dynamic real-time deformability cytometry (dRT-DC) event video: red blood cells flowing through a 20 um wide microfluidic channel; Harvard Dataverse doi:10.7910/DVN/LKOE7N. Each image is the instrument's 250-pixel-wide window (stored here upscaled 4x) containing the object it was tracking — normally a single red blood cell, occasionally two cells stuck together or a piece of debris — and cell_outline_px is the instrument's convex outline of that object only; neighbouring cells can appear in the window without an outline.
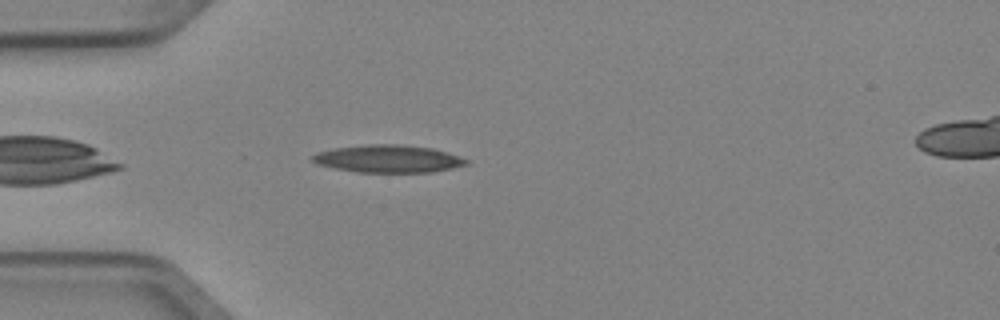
{"species": "Egyptian fruit bat (a non-hibernating species)", "species_latin": "Rousettus aegyptiacus", "temperature_condition": "cold", "stored_images_in_passage": 5, "camera_frame_rate_fps": 3000, "um_per_image_px": 0.085, "animal": {"sex": "female"}, "frame": {"image": 1, "passage_image": 5, "time_ms": 1.333, "image_size_px": [1000, 320], "cell_outline_px": [[468, 164], [452, 168], [432, 172], [360, 172], [336, 168], [316, 164], [312, 160], [312, 156], [316, 152], [336, 148], [372, 144], [392, 144], [432, 148], [460, 156], [468, 160]], "centroid_in_image_um": [33.01, 13.5], "position_along_channel_um": 52.0, "area_um2": 24.39}}